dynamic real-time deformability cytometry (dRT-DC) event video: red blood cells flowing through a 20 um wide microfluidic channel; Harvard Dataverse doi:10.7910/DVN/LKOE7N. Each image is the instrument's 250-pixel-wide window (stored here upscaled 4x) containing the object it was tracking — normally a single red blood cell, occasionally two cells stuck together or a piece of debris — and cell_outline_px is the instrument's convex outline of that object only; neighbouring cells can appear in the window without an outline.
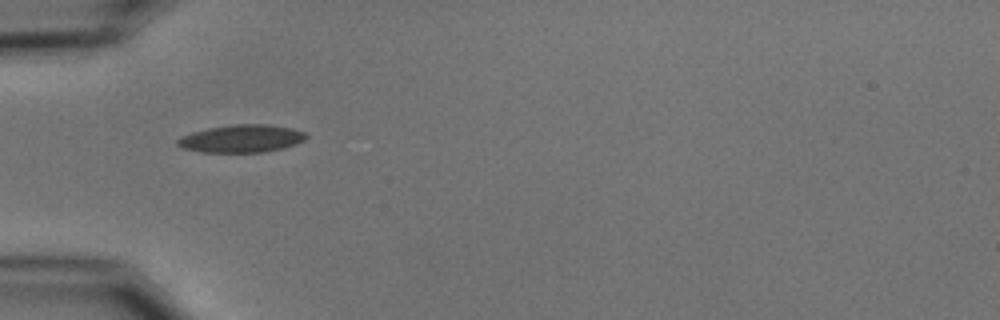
{"species": "common noctule bat (a hibernating species)", "species_latin": "Nyctalus noctula", "temperature_condition": "cold", "stored_images_in_passage": 3, "camera_frame_rate_fps": 3000, "um_per_image_px": 0.085, "animal": {"sex": "male", "body_mass_g": 15.6}, "frame": {"image": 1, "passage_image": 1, "time_ms": 0.0, "image_size_px": [1000, 320], "cell_outline_px": [[308, 136], [304, 140], [296, 144], [280, 148], [260, 152], [200, 152], [180, 148], [176, 144], [176, 140], [180, 136], [192, 132], [208, 128], [236, 124], [268, 124], [292, 128], [304, 132]], "centroid_in_image_um": [20.48, 11.78], "position_along_channel_um": 64.5, "area_um2": 20.75}}